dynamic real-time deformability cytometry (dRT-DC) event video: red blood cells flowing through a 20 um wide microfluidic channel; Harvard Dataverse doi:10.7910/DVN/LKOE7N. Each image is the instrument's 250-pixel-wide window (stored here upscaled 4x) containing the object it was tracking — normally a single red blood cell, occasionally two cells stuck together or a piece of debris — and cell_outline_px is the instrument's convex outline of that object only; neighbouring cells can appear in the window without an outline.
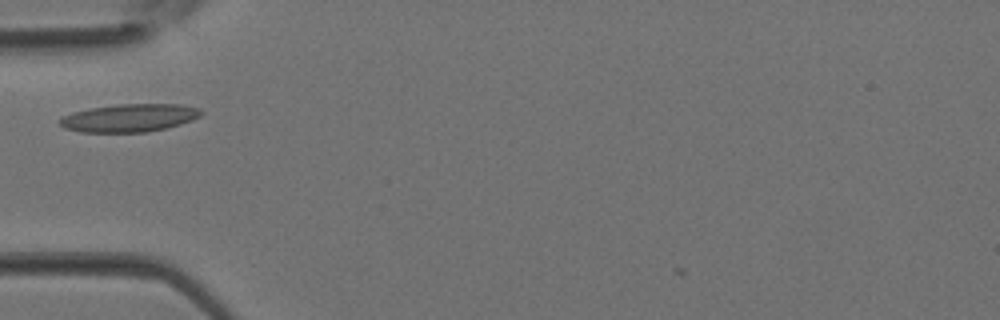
{"species": "Egyptian fruit bat (a non-hibernating species)", "species_latin": "Rousettus aegyptiacus", "temperature_condition": "room temperature", "stored_images_in_passage": 2, "camera_frame_rate_fps": 3000, "um_per_image_px": 0.085, "animal": {"sex": "female"}, "frame": {"image": 1, "passage_image": 2, "time_ms": 0.333, "image_size_px": [1000, 320], "cell_outline_px": [[204, 112], [200, 116], [192, 120], [180, 124], [164, 128], [144, 132], [80, 132], [64, 128], [56, 120], [64, 116], [88, 108], [120, 104], [180, 104], [200, 108]], "centroid_in_image_um": [11.0, 10.01], "position_along_channel_um": 74.0, "area_um2": 22.95}}